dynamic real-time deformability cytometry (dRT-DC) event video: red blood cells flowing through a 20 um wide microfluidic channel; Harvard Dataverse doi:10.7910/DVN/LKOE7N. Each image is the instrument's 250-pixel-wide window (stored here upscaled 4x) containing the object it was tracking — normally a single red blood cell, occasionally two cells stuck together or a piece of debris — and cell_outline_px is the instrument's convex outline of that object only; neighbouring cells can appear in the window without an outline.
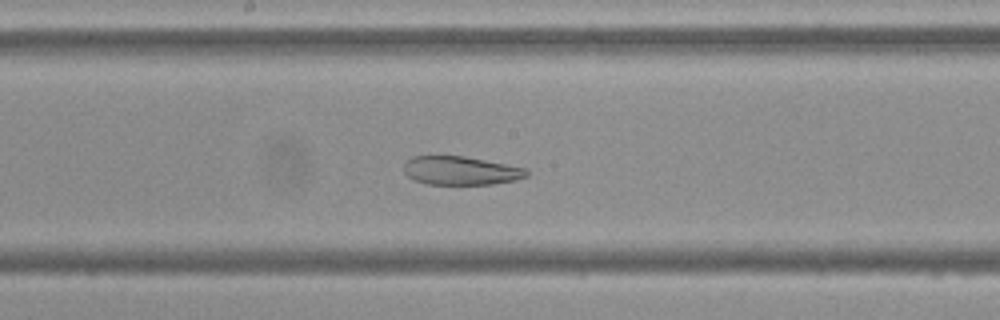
{"species": "Egyptian fruit bat (a non-hibernating species)", "species_latin": "Rousettus aegyptiacus", "temperature_condition": "cold", "stored_images_in_passage": 56, "camera_frame_rate_fps": 3000, "um_per_image_px": 0.085, "frame": {"image": 1, "passage_image": 30, "time_ms": 9.667, "image_size_px": [1000, 320], "cell_outline_px": [[528, 176], [516, 180], [492, 184], [428, 184], [412, 180], [404, 172], [404, 164], [412, 156], [464, 156], [524, 168], [528, 172]], "centroid_in_image_um": [39.13, 14.51], "position_along_channel_um": 209.1, "area_um2": 20.29}}
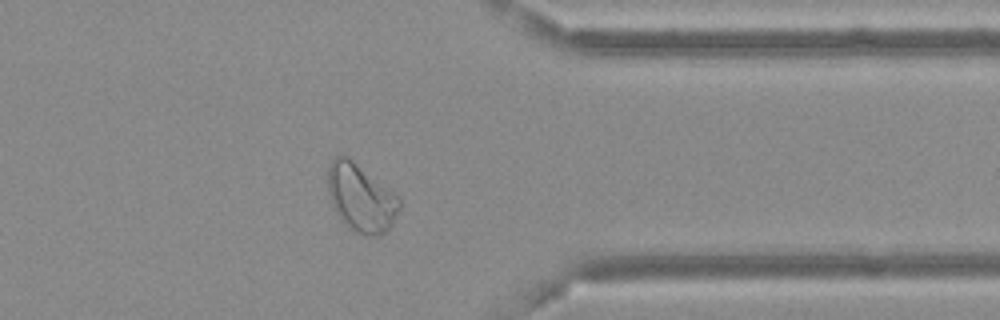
{"frame": {"image": 2, "passage_image": 45, "time_ms": 14.667, "image_size_px": [1000, 320], "cell_outline_px": [[400, 208], [392, 224], [380, 236], [364, 236], [348, 228], [340, 220], [332, 208], [328, 192], [328, 168], [332, 160], [340, 152], [348, 156], [392, 192], [400, 200]], "centroid_in_image_um": [30.63, 16.83], "position_along_channel_um": 380.8, "area_um2": 28.32}}
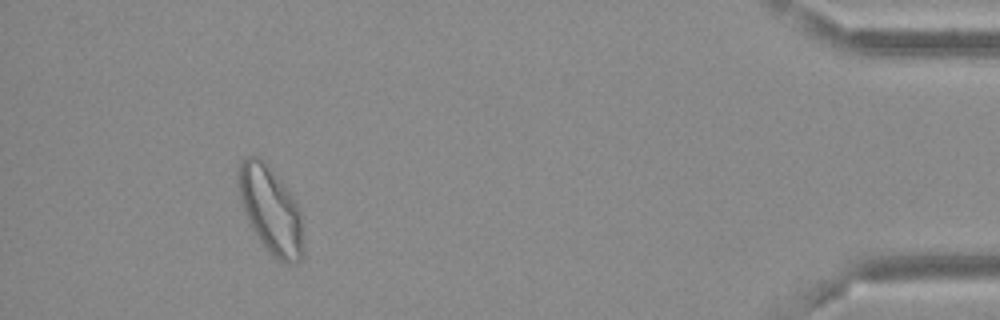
{"frame": {"image": 3, "passage_image": 52, "time_ms": 17.0, "image_size_px": [1000, 320], "cell_outline_px": [[304, 256], [296, 264], [288, 264], [280, 260], [260, 240], [252, 228], [244, 212], [240, 200], [236, 184], [240, 160], [244, 156], [260, 156], [268, 164], [292, 196], [296, 204], [300, 216], [304, 248]], "centroid_in_image_um": [22.98, 17.8], "position_along_channel_um": 412.2, "area_um2": 32.71}, "authors_computed_cell_mechanics": {"area_um2": 29.9693, "velocity_mm_per_s": 3.6216, "shape_relaxation_time_tau1_ms": null, "shape_relaxation_time_tau2_ms": 4.4371, "deformation_change_tau1": null, "deformation_change_tau2": 0.1158}}